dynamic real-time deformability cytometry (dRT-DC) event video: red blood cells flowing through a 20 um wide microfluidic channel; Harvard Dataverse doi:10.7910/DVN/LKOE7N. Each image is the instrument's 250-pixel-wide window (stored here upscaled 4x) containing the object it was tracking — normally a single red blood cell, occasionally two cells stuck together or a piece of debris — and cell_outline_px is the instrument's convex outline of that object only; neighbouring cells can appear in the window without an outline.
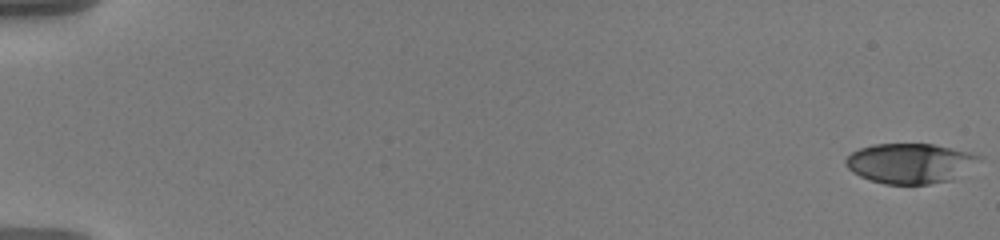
{"species": "human", "species_latin": "Homo sapiens", "temperature_condition": "warm", "stored_images_in_passage": 58, "camera_frame_rate_fps": 3000, "um_per_image_px": 0.085, "donor": {"sex": "male"}, "frame": {"image": 1, "passage_image": 1, "time_ms": 0.0, "image_size_px": [1000, 240], "cell_outline_px": [[984, 156], [980, 160], [952, 180], [928, 184], [884, 184], [860, 176], [852, 172], [844, 164], [844, 160], [852, 152], [860, 148], [872, 144], [932, 144], [972, 152]], "centroid_in_image_um": [77.35, 13.87], "position_along_channel_um": 7.6, "area_um2": 31.1}}
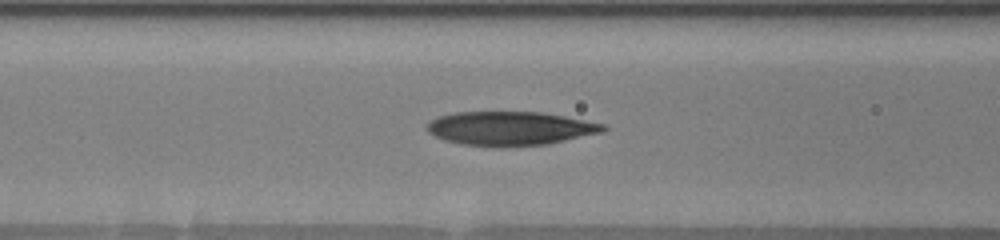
{"frame": {"image": 2, "passage_image": 26, "time_ms": 8.333, "image_size_px": [1000, 240], "cell_outline_px": [[608, 128], [604, 132], [548, 144], [504, 148], [460, 144], [444, 140], [428, 132], [428, 124], [436, 116], [452, 112], [540, 112], [564, 116], [604, 124]], "centroid_in_image_um": [43.36, 10.93], "position_along_channel_um": 123.2, "area_um2": 35.14}}
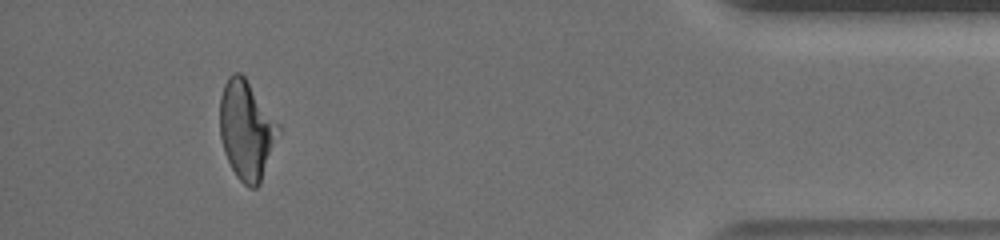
{"frame": {"image": 3, "passage_image": 54, "time_ms": 17.667, "image_size_px": [1000, 240], "cell_outline_px": [[280, 128], [260, 184], [256, 188], [248, 188], [236, 176], [224, 152], [220, 136], [220, 96], [224, 84], [228, 76], [232, 72], [240, 72], [244, 76], [280, 124]], "centroid_in_image_um": [20.93, 11.03], "position_along_channel_um": 414.3, "area_um2": 33.58}, "authors_computed_cell_mechanics": {"area_um2": 33.6396, "velocity_mm_per_s": 3.6184, "shape_relaxation_time_tau1_ms": 6.3931, "shape_relaxation_time_tau2_ms": 2.9582, "deformation_change_tau1": 0.2193, "deformation_change_tau2": 0.1212}}